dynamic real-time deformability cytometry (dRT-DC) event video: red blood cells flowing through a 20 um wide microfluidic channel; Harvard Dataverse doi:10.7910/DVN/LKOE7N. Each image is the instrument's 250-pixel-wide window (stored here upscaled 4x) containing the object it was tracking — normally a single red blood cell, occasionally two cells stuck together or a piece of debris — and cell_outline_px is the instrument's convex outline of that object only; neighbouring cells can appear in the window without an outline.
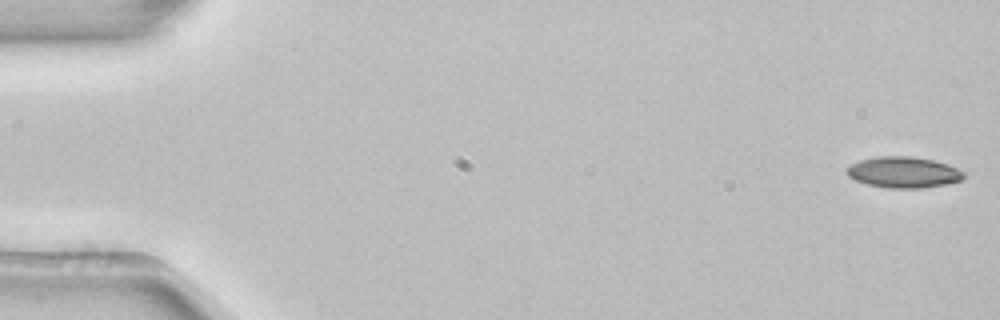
{"species": "common noctule bat (a hibernating species)", "species_latin": "Nyctalus noctula", "temperature_condition": "room temperature", "stored_images_in_passage": 53, "camera_frame_rate_fps": 3000, "um_per_image_px": 0.085, "animal": {"sex": "female", "body_mass_g": 22.7, "forearm_length_mm": 54.2}, "frame": {"image": 1, "passage_image": 1, "time_ms": 0.0, "image_size_px": [1000, 320], "cell_outline_px": [[968, 172], [960, 180], [944, 184], [920, 188], [888, 188], [868, 184], [856, 180], [848, 176], [844, 172], [852, 164], [860, 160], [876, 156], [912, 156], [932, 160], [948, 164]], "centroid_in_image_um": [76.81, 14.63], "position_along_channel_um": 8.2, "area_um2": 21.15}}
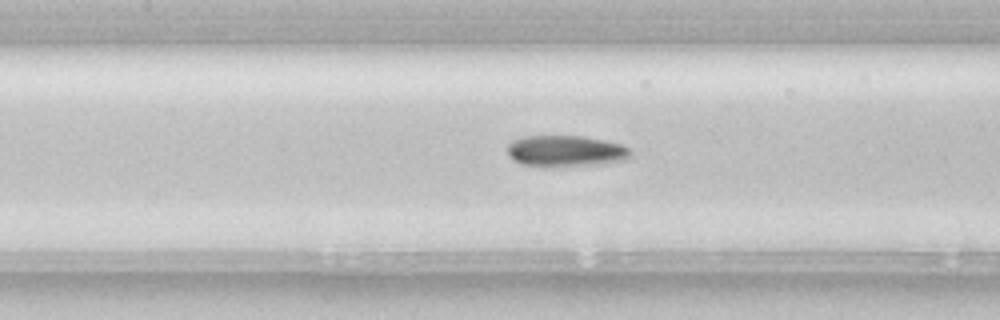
{"frame": {"image": 2, "passage_image": 24, "time_ms": 7.667, "image_size_px": [1000, 320], "cell_outline_px": [[632, 156], [628, 160], [604, 164], [520, 164], [512, 160], [508, 156], [508, 144], [512, 140], [524, 136], [584, 136], [620, 144], [628, 148], [632, 152]], "centroid_in_image_um": [48.11, 12.81], "position_along_channel_um": 159.3, "area_um2": 21.91}}
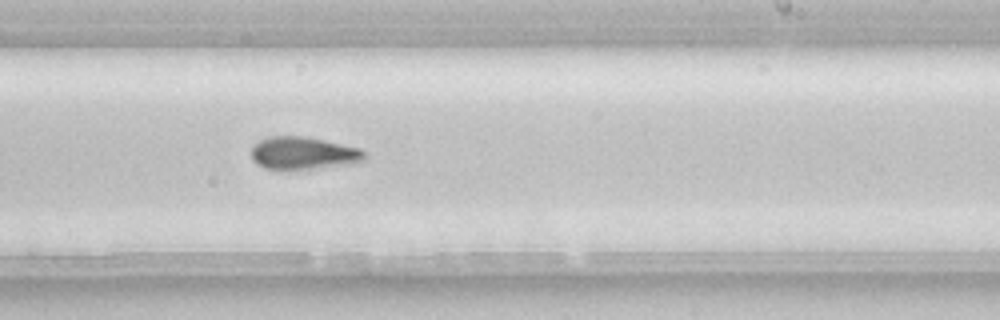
{"frame": {"image": 3, "passage_image": 32, "time_ms": 10.333, "image_size_px": [1000, 320], "cell_outline_px": [[364, 160], [356, 164], [288, 172], [264, 168], [256, 164], [252, 160], [252, 148], [260, 140], [268, 136], [304, 136], [324, 140], [360, 148], [364, 152]], "centroid_in_image_um": [25.77, 13.07], "position_along_channel_um": 263.2, "area_um2": 22.25}}